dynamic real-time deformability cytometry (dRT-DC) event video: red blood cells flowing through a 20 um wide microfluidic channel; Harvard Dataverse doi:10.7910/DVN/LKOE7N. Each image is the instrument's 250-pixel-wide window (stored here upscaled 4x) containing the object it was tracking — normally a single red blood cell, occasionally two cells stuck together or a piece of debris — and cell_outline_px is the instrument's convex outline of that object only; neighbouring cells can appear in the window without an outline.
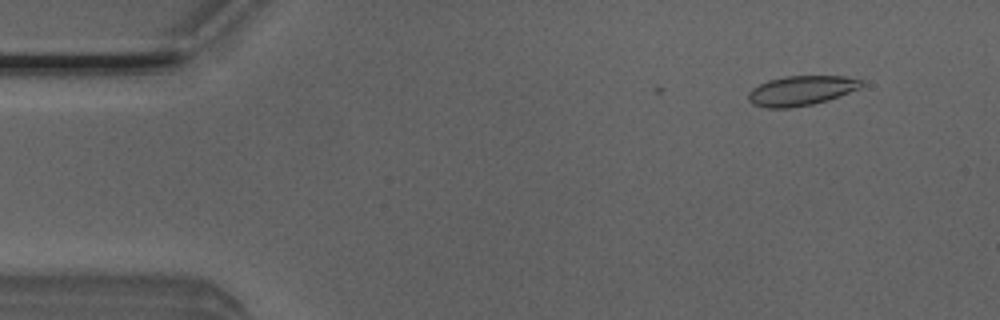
{"species": "Egyptian fruit bat (a non-hibernating species)", "species_latin": "Rousettus aegyptiacus", "temperature_condition": "room temperature", "stored_images_in_passage": 3, "camera_frame_rate_fps": 3000, "um_per_image_px": 0.085, "animal": {"sex": "male"}, "frame": {"image": 1, "passage_image": 3, "time_ms": 0.667, "image_size_px": [1000, 320], "cell_outline_px": [[864, 84], [860, 88], [828, 100], [812, 104], [792, 108], [764, 108], [752, 104], [748, 100], [748, 92], [752, 88], [768, 80], [784, 76], [844, 76], [864, 80]], "centroid_in_image_um": [68.09, 7.7], "position_along_channel_um": 16.9, "area_um2": 19.77}}